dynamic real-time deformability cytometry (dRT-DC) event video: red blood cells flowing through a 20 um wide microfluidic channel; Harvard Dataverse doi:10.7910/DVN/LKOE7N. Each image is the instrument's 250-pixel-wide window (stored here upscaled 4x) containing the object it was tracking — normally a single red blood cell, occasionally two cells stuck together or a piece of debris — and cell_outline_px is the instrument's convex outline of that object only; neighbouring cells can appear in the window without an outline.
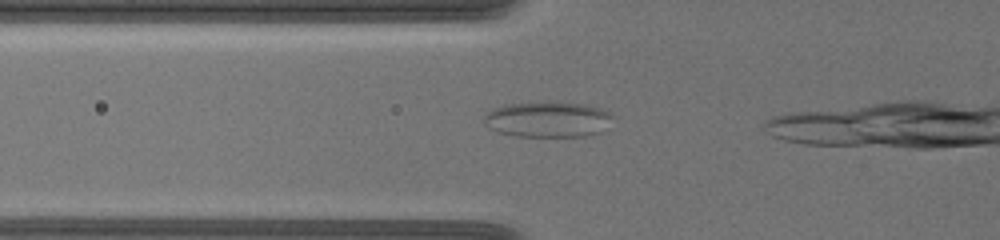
{"species": "common noctule bat (a hibernating species)", "species_latin": "Nyctalus noctula", "temperature_condition": "warm", "stored_images_in_passage": 11, "camera_frame_rate_fps": 3000, "um_per_image_px": 0.085, "animal": {"sex": "female", "body_mass_g": 19.5, "forearm_length_mm": 54.1}, "frame": {"image": 1, "passage_image": 2, "time_ms": 0.333, "image_size_px": [1000, 240], "cell_outline_px": [[612, 116], [600, 132], [584, 136], [516, 136], [500, 132], [488, 128], [484, 124], [484, 116], [492, 108], [504, 104], [544, 100], [548, 100], [588, 104], [604, 108]], "centroid_in_image_um": [46.51, 10.1], "position_along_channel_um": 79.3, "area_um2": 27.22}}
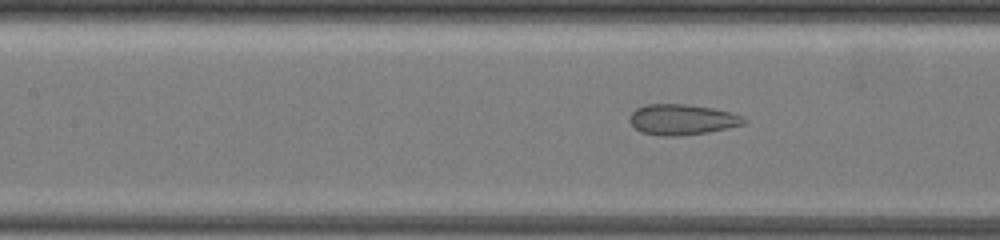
{"frame": {"image": 2, "passage_image": 8, "time_ms": 2.333, "image_size_px": [1000, 240], "cell_outline_px": [[748, 120], [744, 124], [728, 128], [708, 132], [680, 136], [660, 136], [640, 132], [628, 120], [628, 116], [636, 108], [648, 104], [684, 104], [712, 108], [732, 112], [744, 116]], "centroid_in_image_um": [57.98, 10.16], "position_along_channel_um": 149.4, "area_um2": 20.58}}